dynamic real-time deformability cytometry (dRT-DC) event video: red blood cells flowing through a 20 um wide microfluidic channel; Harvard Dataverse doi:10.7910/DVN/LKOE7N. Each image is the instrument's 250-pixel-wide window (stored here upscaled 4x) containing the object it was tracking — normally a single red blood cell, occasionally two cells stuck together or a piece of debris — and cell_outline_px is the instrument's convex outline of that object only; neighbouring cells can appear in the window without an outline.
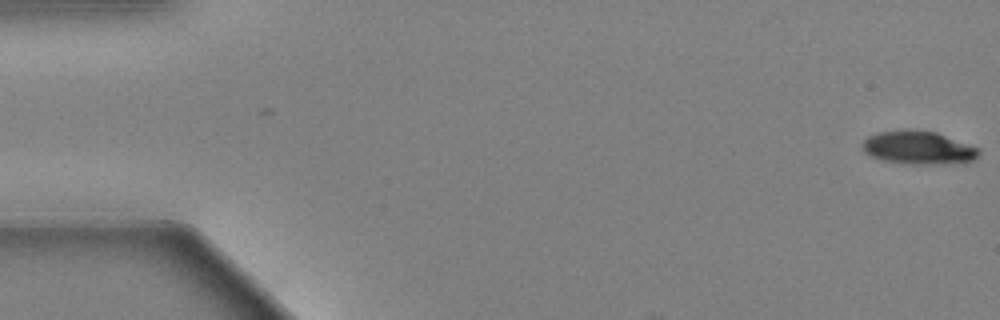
{"species": "Egyptian fruit bat (a non-hibernating species)", "species_latin": "Rousettus aegyptiacus", "temperature_condition": "warm", "stored_images_in_passage": 57, "camera_frame_rate_fps": 3000, "um_per_image_px": 0.085, "animal": {"sex": "female"}, "frame": {"image": 1, "passage_image": 1, "time_ms": 0.0, "image_size_px": [1000, 320], "cell_outline_px": [[980, 152], [972, 160], [884, 160], [872, 156], [864, 152], [860, 144], [868, 136], [876, 132], [900, 128], [916, 128], [936, 132], [980, 148]], "centroid_in_image_um": [77.94, 12.41], "position_along_channel_um": 7.1, "area_um2": 21.15}}
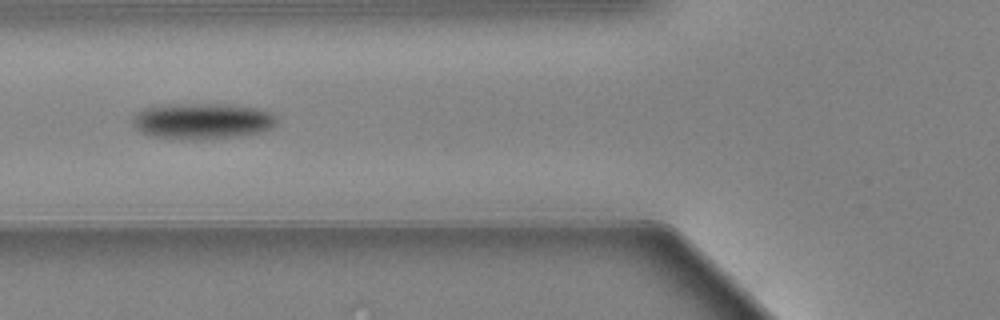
{"frame": {"image": 2, "passage_image": 22, "time_ms": 7.0, "image_size_px": [1000, 320], "cell_outline_px": [[276, 124], [272, 128], [260, 132], [240, 136], [200, 140], [152, 136], [140, 132], [136, 128], [132, 120], [144, 108], [164, 104], [228, 104], [256, 108], [272, 112], [276, 116]], "centroid_in_image_um": [17.24, 10.29], "position_along_channel_um": 108.6, "area_um2": 30.23}}
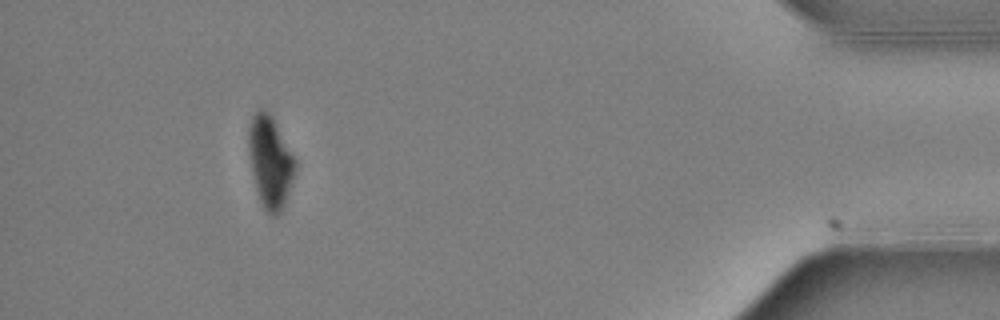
{"frame": {"image": 3, "passage_image": 52, "time_ms": 17.0, "image_size_px": [1000, 320], "cell_outline_px": [[296, 168], [284, 208], [276, 216], [272, 216], [264, 208], [260, 200], [256, 188], [252, 172], [248, 152], [248, 128], [252, 116], [260, 108], [264, 108], [272, 116], [296, 160]], "centroid_in_image_um": [22.96, 13.75], "position_along_channel_um": 412.2, "area_um2": 24.91}, "authors_computed_cell_mechanics": {"area_um2": 26.1834, "velocity_mm_per_s": 3.6441, "shape_relaxation_time_tau1_ms": 2.4208, "shape_relaxation_time_tau2_ms": null, "deformation_change_tau1": 0.1523, "deformation_change_tau2": null}}